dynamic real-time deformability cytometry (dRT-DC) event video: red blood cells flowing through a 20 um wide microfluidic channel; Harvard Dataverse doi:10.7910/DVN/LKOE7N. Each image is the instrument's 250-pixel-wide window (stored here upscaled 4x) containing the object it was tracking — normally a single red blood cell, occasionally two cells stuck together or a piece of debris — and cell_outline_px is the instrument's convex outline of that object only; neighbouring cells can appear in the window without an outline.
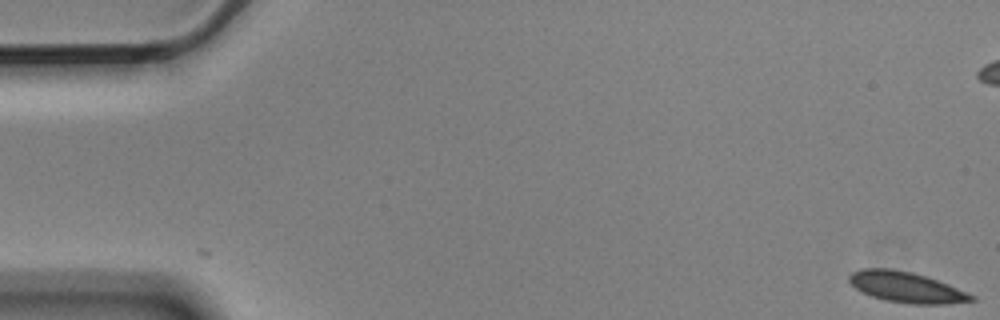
{"species": "Egyptian fruit bat (a non-hibernating species)", "species_latin": "Rousettus aegyptiacus", "temperature_condition": "cold", "stored_images_in_passage": 6, "camera_frame_rate_fps": 3000, "um_per_image_px": 0.085, "animal": {"sex": "male"}, "frame": {"image": 1, "passage_image": 1, "time_ms": 0.0, "image_size_px": [1000, 320], "cell_outline_px": [[976, 300], [948, 304], [912, 304], [884, 300], [860, 292], [848, 280], [848, 276], [852, 272], [860, 268], [888, 268], [912, 272], [948, 284], [976, 296]], "centroid_in_image_um": [77.02, 24.41], "position_along_channel_um": 8.0, "area_um2": 21.85}}
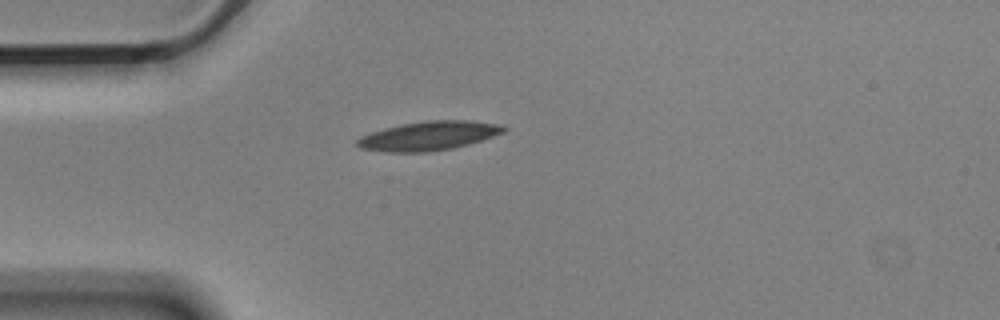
{"frame": {"image": 2, "passage_image": 6, "time_ms": 1.667, "image_size_px": [1000, 320], "cell_outline_px": [[508, 128], [504, 132], [468, 144], [452, 148], [428, 152], [388, 152], [360, 148], [356, 144], [356, 140], [360, 136], [384, 128], [400, 124], [428, 120], [472, 120], [496, 124]], "centroid_in_image_um": [36.4, 11.54], "position_along_channel_um": 48.6, "area_um2": 24.68}}